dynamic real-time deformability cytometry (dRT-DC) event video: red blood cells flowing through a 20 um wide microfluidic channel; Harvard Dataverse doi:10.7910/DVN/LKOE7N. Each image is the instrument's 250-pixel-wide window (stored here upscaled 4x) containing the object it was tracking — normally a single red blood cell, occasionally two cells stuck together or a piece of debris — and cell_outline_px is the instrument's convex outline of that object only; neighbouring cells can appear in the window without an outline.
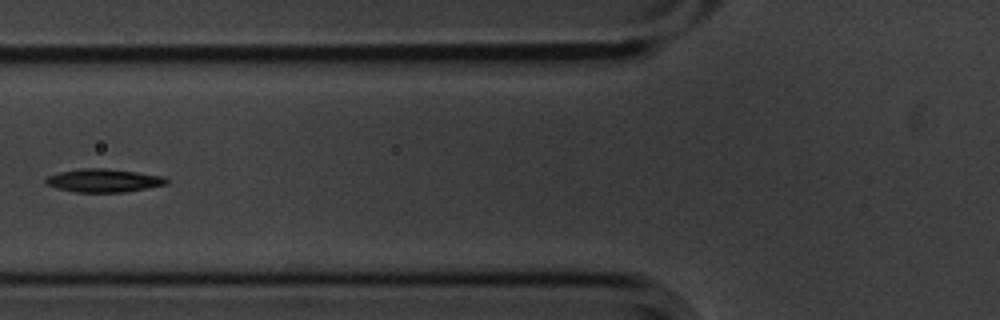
{"species": "common noctule bat (a hibernating species)", "species_latin": "Nyctalus noctula", "temperature_condition": "cold", "stored_images_in_passage": 14, "camera_frame_rate_fps": 3000, "um_per_image_px": 0.085, "animal": {"sex": "male", "body_mass_g": 20.1, "forearm_length_mm": 53.5}, "frame": {"image": 1, "passage_image": 5, "time_ms": 1.333, "image_size_px": [1000, 320], "cell_outline_px": [[168, 184], [124, 192], [76, 192], [56, 188], [44, 184], [44, 180], [48, 176], [60, 172], [80, 168], [104, 168], [136, 172], [164, 176], [168, 180]], "centroid_in_image_um": [8.78, 15.34], "position_along_channel_um": 117.0, "area_um2": 16.36}}
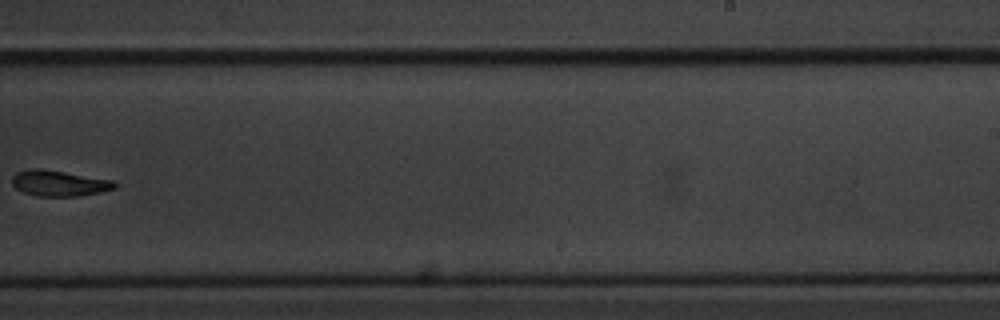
{"frame": {"image": 2, "passage_image": 9, "time_ms": 2.667, "image_size_px": [1000, 320], "cell_outline_px": [[116, 188], [100, 192], [80, 196], [36, 196], [24, 192], [16, 188], [12, 184], [12, 176], [16, 172], [28, 168], [36, 168], [64, 172], [112, 180], [116, 184]], "centroid_in_image_um": [4.99, 15.58], "position_along_channel_um": 284.0, "area_um2": 15.32}}
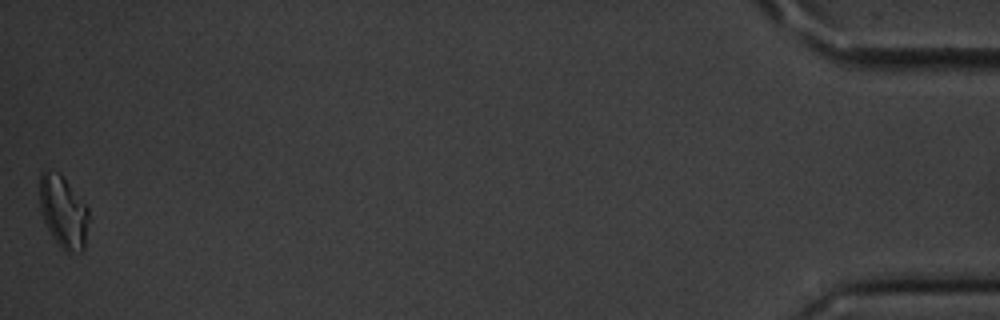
{"frame": {"image": 3, "passage_image": 14, "time_ms": 4.333, "image_size_px": [1000, 320], "cell_outline_px": [[88, 220], [84, 248], [80, 252], [64, 252], [52, 236], [44, 220], [40, 208], [40, 172], [44, 168], [48, 168], [60, 172], [88, 208]], "centroid_in_image_um": [5.36, 17.96], "position_along_channel_um": 429.8, "area_um2": 20.69}}